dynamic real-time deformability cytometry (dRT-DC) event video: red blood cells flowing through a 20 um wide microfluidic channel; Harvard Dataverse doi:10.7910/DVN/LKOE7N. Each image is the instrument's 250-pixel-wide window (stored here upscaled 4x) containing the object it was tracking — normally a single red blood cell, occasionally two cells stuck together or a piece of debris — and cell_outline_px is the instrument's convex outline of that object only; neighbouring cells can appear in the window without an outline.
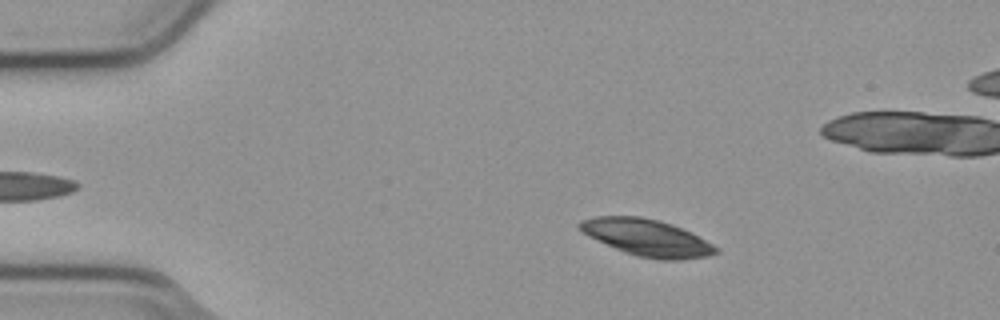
{"species": "common noctule bat (a hibernating species)", "species_latin": "Nyctalus noctula", "temperature_condition": "cold", "stored_images_in_passage": 55, "camera_frame_rate_fps": 3000, "um_per_image_px": 0.085, "animal": {"sex": "male", "body_mass_g": 23.1, "forearm_length_mm": 52.7}, "frame": {"image": 1, "passage_image": 10, "time_ms": 3.0, "image_size_px": [1000, 320], "cell_outline_px": [[720, 252], [708, 256], [684, 260], [660, 260], [636, 256], [624, 252], [588, 236], [580, 232], [576, 224], [580, 220], [596, 216], [640, 216], [672, 224], [720, 248]], "centroid_in_image_um": [54.95, 20.21], "position_along_channel_um": 30.1, "area_um2": 29.19}}
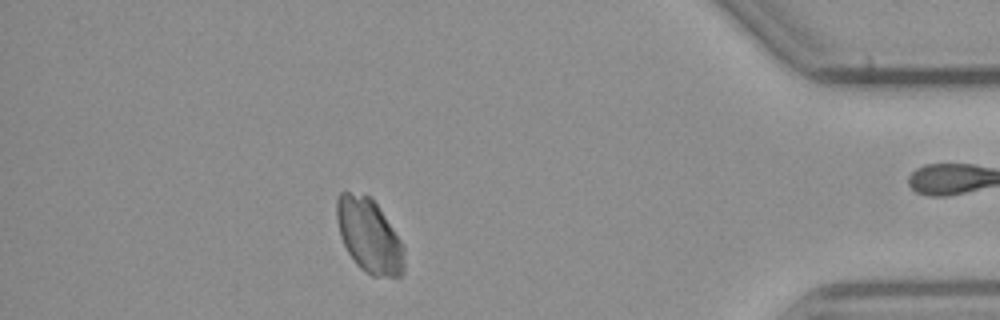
{"frame": {"image": 2, "passage_image": 48, "time_ms": 15.667, "image_size_px": [1000, 320], "cell_outline_px": [[404, 272], [400, 276], [372, 276], [364, 272], [356, 264], [348, 252], [340, 236], [336, 220], [336, 200], [340, 192], [348, 192], [368, 196], [376, 204], [400, 240], [404, 248]], "centroid_in_image_um": [31.35, 20.06], "position_along_channel_um": 403.8, "area_um2": 28.78}}